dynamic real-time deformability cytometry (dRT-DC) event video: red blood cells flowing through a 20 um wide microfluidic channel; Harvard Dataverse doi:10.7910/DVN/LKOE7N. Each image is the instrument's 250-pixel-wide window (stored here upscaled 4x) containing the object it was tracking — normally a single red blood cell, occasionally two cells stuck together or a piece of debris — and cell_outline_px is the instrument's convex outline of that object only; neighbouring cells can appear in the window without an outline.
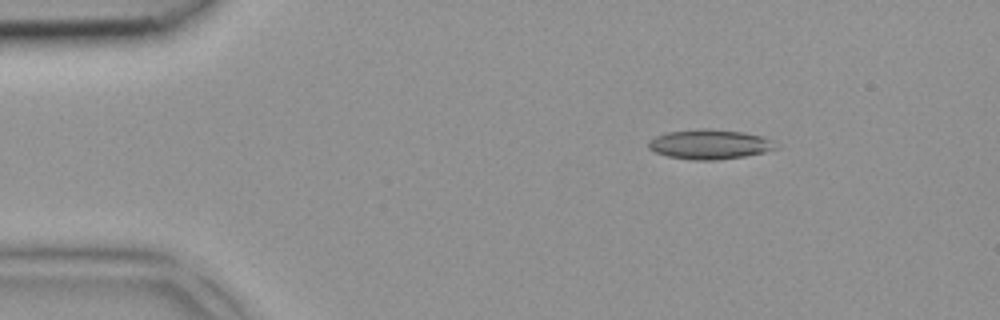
{"species": "common noctule bat (a hibernating species)", "species_latin": "Nyctalus noctula", "temperature_condition": "room temperature", "stored_images_in_passage": 4, "camera_frame_rate_fps": 3000, "um_per_image_px": 0.085, "animal": {"sex": "female", "body_mass_g": 18.4}, "frame": {"image": 1, "passage_image": 2, "time_ms": 0.333, "image_size_px": [1000, 320], "cell_outline_px": [[780, 148], [764, 152], [744, 156], [716, 160], [692, 160], [668, 156], [656, 152], [648, 148], [648, 140], [656, 136], [668, 132], [700, 128], [708, 128], [744, 132], [764, 136]], "centroid_in_image_um": [60.32, 12.26], "position_along_channel_um": 24.7, "area_um2": 22.08}}
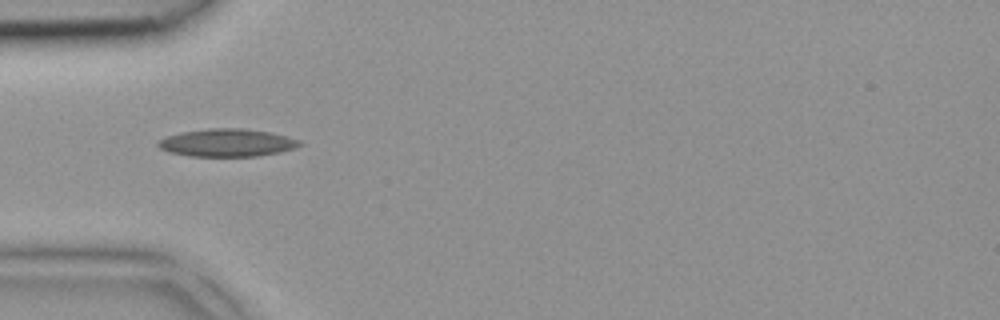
{"frame": {"image": 2, "passage_image": 4, "time_ms": 1.0, "image_size_px": [1000, 320], "cell_outline_px": [[304, 144], [296, 148], [280, 152], [256, 156], [188, 156], [168, 152], [160, 148], [156, 144], [160, 140], [168, 136], [180, 132], [208, 128], [244, 128], [268, 132], [300, 140]], "centroid_in_image_um": [19.3, 12.13], "position_along_channel_um": 65.7, "area_um2": 22.89}}